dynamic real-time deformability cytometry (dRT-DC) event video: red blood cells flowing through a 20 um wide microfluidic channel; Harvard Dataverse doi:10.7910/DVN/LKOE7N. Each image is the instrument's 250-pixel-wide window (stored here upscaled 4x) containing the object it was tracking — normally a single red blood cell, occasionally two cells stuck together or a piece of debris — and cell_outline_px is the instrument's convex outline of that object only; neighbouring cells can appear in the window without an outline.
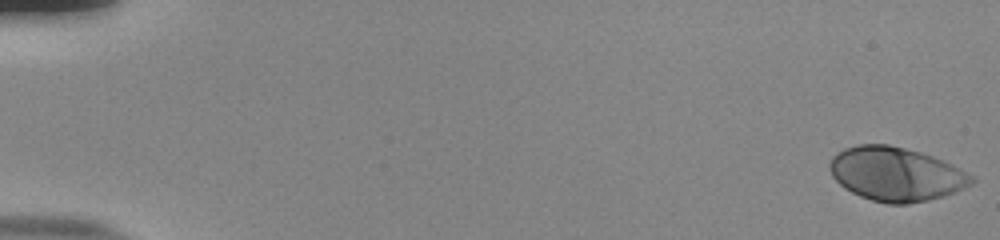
{"species": "human", "species_latin": "Homo sapiens", "temperature_condition": "room temperature", "stored_images_in_passage": 55, "camera_frame_rate_fps": 3000, "um_per_image_px": 0.085, "donor": {"sex": "male"}, "frame": {"image": 1, "passage_image": 1, "time_ms": 0.0, "image_size_px": [1000, 240], "cell_outline_px": [[976, 180], [972, 184], [964, 188], [944, 196], [928, 200], [908, 204], [888, 204], [872, 200], [860, 196], [844, 188], [832, 176], [828, 168], [828, 164], [832, 156], [836, 152], [844, 148], [856, 144], [888, 144], [920, 152], [932, 156], [952, 164], [976, 176]], "centroid_in_image_um": [76.15, 14.79], "position_along_channel_um": 8.8, "area_um2": 44.91}}
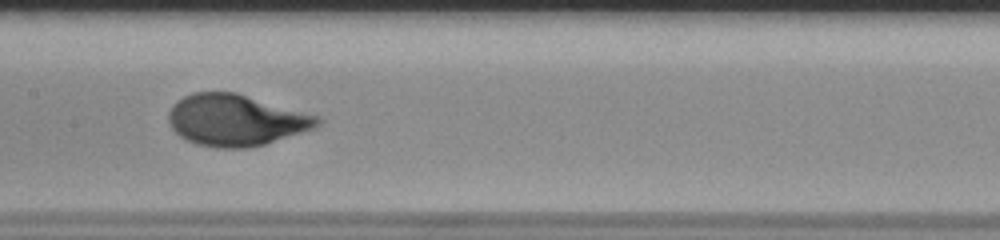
{"frame": {"image": 2, "passage_image": 29, "time_ms": 9.333, "image_size_px": [1000, 240], "cell_outline_px": [[320, 124], [312, 128], [264, 144], [248, 148], [216, 148], [196, 144], [180, 136], [168, 124], [168, 112], [172, 104], [176, 100], [192, 92], [236, 92], [320, 116]], "centroid_in_image_um": [19.99, 10.2], "position_along_channel_um": 187.4, "area_um2": 44.56}}
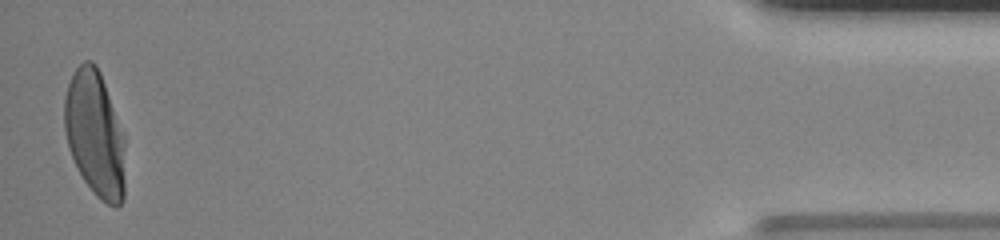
{"frame": {"image": 3, "passage_image": 54, "time_ms": 17.667, "image_size_px": [1000, 240], "cell_outline_px": [[124, 200], [116, 208], [100, 200], [92, 192], [84, 180], [68, 148], [64, 128], [64, 96], [68, 84], [76, 68], [84, 60], [92, 60], [96, 64], [100, 72], [124, 136]], "centroid_in_image_um": [8.06, 11.39], "position_along_channel_um": 427.1, "area_um2": 44.45}, "authors_computed_cell_mechanics": {"area_um2": 43.35, "velocity_mm_per_s": 3.8158, "shape_relaxation_time_tau1_ms": 3.4294, "shape_relaxation_time_tau2_ms": null, "deformation_change_tau1": 0.2167, "deformation_change_tau2": null}}